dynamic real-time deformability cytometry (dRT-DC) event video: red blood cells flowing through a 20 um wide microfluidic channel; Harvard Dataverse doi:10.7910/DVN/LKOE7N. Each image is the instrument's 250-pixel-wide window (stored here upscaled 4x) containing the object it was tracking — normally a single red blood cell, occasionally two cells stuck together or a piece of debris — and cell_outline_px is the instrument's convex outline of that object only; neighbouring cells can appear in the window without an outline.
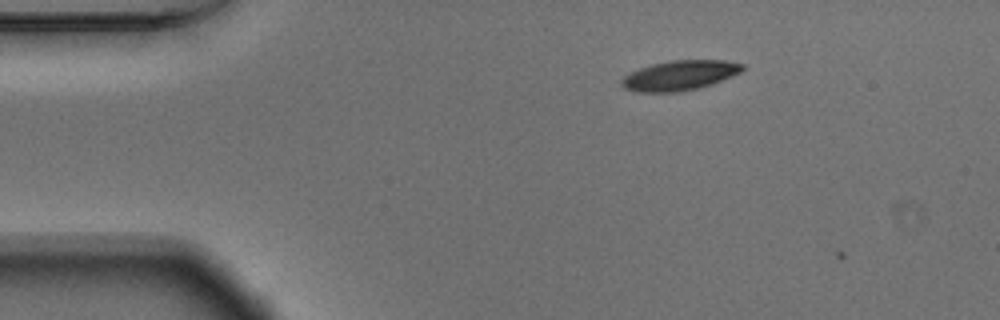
{"species": "Egyptian fruit bat (a non-hibernating species)", "species_latin": "Rousettus aegyptiacus", "temperature_condition": "warm", "stored_images_in_passage": 8, "camera_frame_rate_fps": 3000, "um_per_image_px": 0.085, "animal": {"sex": "male"}, "frame": {"image": 1, "passage_image": 6, "time_ms": 1.667, "image_size_px": [1000, 320], "cell_outline_px": [[744, 68], [740, 72], [732, 76], [712, 84], [680, 92], [636, 92], [624, 88], [620, 84], [620, 80], [624, 76], [640, 68], [652, 64], [672, 60], [724, 60], [744, 64]], "centroid_in_image_um": [57.76, 6.41], "position_along_channel_um": 27.2, "area_um2": 20.98}}